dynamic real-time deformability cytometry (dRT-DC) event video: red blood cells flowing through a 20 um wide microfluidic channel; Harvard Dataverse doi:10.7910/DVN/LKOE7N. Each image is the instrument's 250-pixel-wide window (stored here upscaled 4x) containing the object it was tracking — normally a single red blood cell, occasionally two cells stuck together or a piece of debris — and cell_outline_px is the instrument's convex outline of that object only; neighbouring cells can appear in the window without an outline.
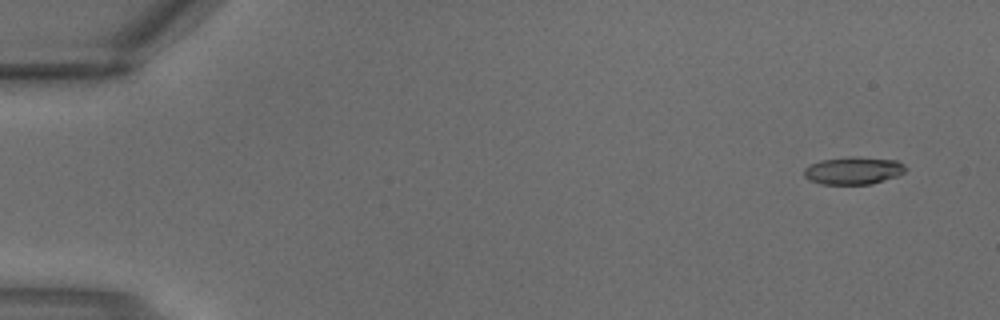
{"species": "common noctule bat (a hibernating species)", "species_latin": "Nyctalus noctula", "temperature_condition": "warm", "stored_images_in_passage": 3, "camera_frame_rate_fps": 3000, "um_per_image_px": 0.085, "animal": {"sex": "male", "body_mass_g": 18.8}, "frame": {"image": 1, "passage_image": 1, "time_ms": 0.0, "image_size_px": [1000, 320], "cell_outline_px": [[908, 168], [904, 172], [896, 176], [872, 184], [820, 184], [804, 176], [804, 168], [820, 160], [896, 160], [904, 164]], "centroid_in_image_um": [72.54, 14.57], "position_along_channel_um": 12.5, "area_um2": 15.14}}
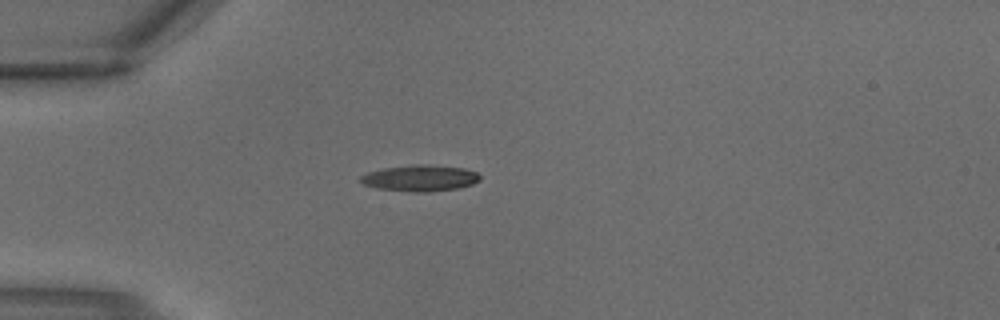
{"frame": {"image": 2, "passage_image": 3, "time_ms": 0.667, "image_size_px": [1000, 320], "cell_outline_px": [[480, 180], [472, 184], [460, 188], [428, 192], [412, 192], [376, 188], [364, 184], [360, 180], [360, 176], [368, 172], [384, 168], [416, 164], [428, 164], [464, 168], [476, 172], [480, 176]], "centroid_in_image_um": [35.72, 15.14], "position_along_channel_um": 49.3, "area_um2": 18.32}}